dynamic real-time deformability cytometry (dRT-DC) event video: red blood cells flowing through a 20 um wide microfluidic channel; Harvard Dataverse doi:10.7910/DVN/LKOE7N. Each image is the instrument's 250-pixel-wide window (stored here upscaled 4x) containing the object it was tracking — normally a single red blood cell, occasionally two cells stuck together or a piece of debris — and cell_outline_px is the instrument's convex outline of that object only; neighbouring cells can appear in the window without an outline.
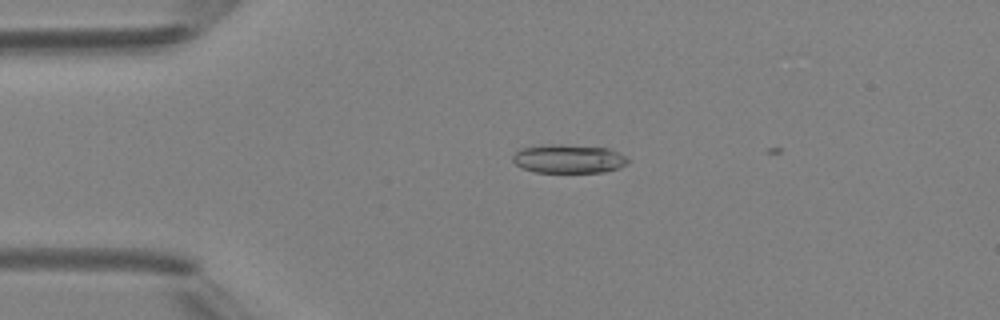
{"species": "Egyptian fruit bat (a non-hibernating species)", "species_latin": "Rousettus aegyptiacus", "temperature_condition": "room temperature", "stored_images_in_passage": 3, "camera_frame_rate_fps": 3000, "um_per_image_px": 0.085, "animal": {"sex": "female"}, "frame": {"image": 1, "passage_image": 2, "time_ms": 1.333, "image_size_px": [1000, 320], "cell_outline_px": [[628, 164], [620, 168], [604, 172], [536, 172], [524, 168], [516, 164], [512, 160], [512, 156], [520, 148], [540, 144], [560, 144], [608, 148], [620, 152], [628, 160]], "centroid_in_image_um": [48.33, 13.49], "position_along_channel_um": 36.7, "area_um2": 19.42}}